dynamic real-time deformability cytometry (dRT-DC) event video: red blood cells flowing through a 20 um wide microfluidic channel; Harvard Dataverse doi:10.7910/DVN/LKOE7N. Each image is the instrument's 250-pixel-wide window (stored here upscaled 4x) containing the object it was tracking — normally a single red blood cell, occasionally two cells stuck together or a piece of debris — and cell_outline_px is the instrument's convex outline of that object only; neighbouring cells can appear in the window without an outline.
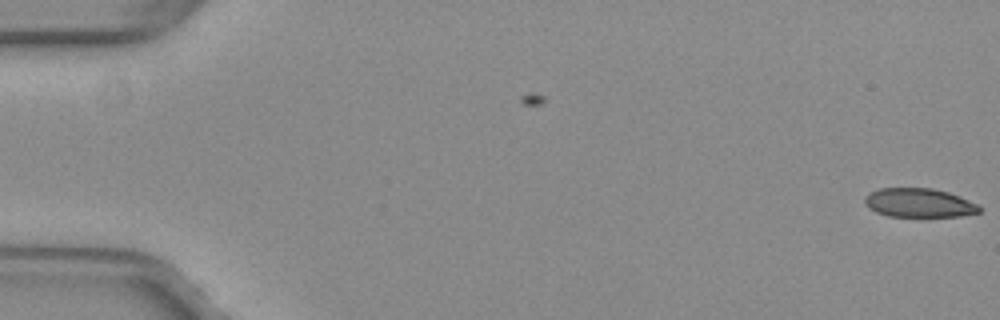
{"species": "common noctule bat (a hibernating species)", "species_latin": "Nyctalus noctula", "temperature_condition": "warm", "stored_images_in_passage": 2, "camera_frame_rate_fps": 3000, "um_per_image_px": 0.085, "animal": {"sex": "female", "body_mass_g": 29.2, "forearm_length_mm": 56.3}, "frame": {"image": 1, "passage_image": 2, "time_ms": 0.333, "image_size_px": [1000, 320], "cell_outline_px": [[980, 212], [960, 216], [924, 220], [888, 216], [876, 212], [868, 208], [864, 204], [864, 196], [880, 188], [932, 188], [948, 192], [960, 196], [976, 204], [980, 208]], "centroid_in_image_um": [78.1, 17.3], "position_along_channel_um": 6.9, "area_um2": 20.29}}